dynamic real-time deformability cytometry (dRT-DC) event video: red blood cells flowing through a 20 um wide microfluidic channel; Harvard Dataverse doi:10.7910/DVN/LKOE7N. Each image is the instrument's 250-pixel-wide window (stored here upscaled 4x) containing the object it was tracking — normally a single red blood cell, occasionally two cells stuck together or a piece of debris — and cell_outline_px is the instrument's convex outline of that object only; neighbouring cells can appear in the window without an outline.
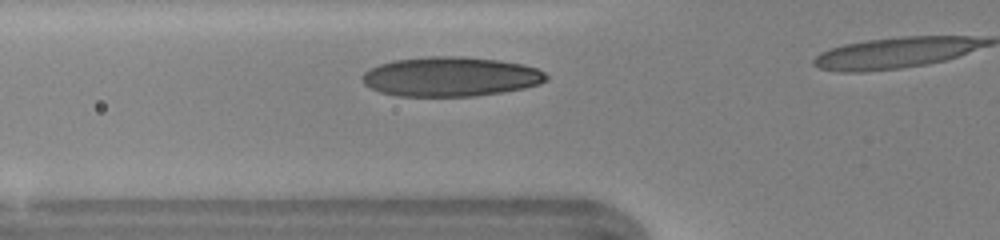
{"species": "human", "species_latin": "Homo sapiens", "temperature_condition": "warm", "stored_images_in_passage": 13, "camera_frame_rate_fps": 3000, "um_per_image_px": 0.085, "donor": {"sex": "female"}, "frame": {"image": 1, "passage_image": 6, "time_ms": 1.667, "image_size_px": [1000, 240], "cell_outline_px": [[548, 80], [540, 84], [524, 88], [504, 92], [476, 96], [396, 96], [380, 92], [364, 84], [360, 80], [360, 76], [364, 72], [380, 64], [392, 60], [428, 56], [460, 56], [500, 60], [524, 64], [536, 68], [544, 72], [548, 76]], "centroid_in_image_um": [38.31, 6.51], "position_along_channel_um": 87.5, "area_um2": 42.77}}